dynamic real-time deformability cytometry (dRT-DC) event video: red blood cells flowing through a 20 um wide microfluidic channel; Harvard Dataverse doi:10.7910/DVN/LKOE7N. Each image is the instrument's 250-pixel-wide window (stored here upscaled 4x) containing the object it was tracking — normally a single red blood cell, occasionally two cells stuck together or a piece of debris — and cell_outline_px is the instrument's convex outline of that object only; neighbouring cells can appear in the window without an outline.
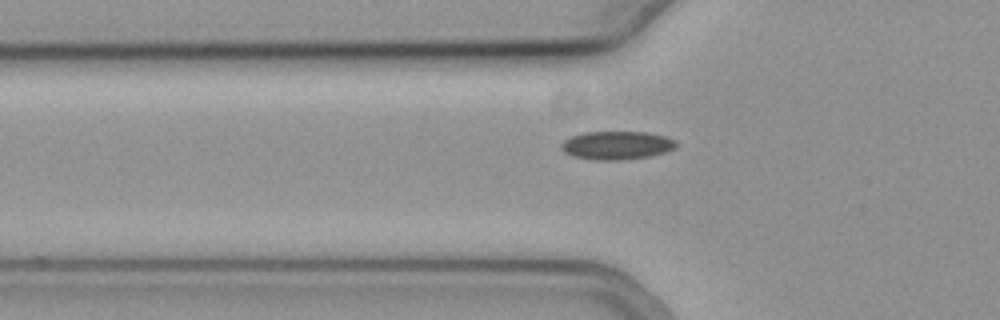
{"species": "common noctule bat (a hibernating species)", "species_latin": "Nyctalus noctula", "temperature_condition": "cold", "stored_images_in_passage": 43, "camera_frame_rate_fps": 3000, "um_per_image_px": 0.085, "animal": {"sex": "female", "body_mass_g": 19.3, "forearm_length_mm": 54.1}, "frame": {"image": 1, "passage_image": 8, "time_ms": 2.333, "image_size_px": [1000, 320], "cell_outline_px": [[676, 148], [664, 152], [648, 156], [620, 160], [596, 160], [572, 156], [564, 152], [560, 148], [560, 144], [564, 140], [572, 136], [584, 132], [648, 132], [664, 136], [676, 140]], "centroid_in_image_um": [52.4, 12.35], "position_along_channel_um": 73.4, "area_um2": 18.96}}
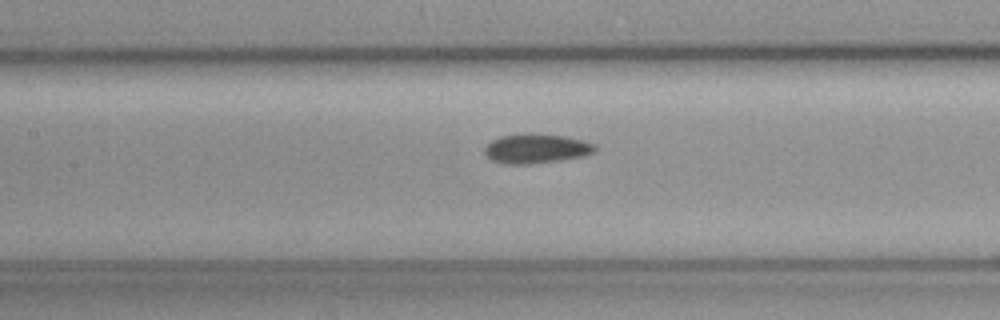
{"frame": {"image": 2, "passage_image": 15, "time_ms": 4.667, "image_size_px": [1000, 320], "cell_outline_px": [[596, 152], [584, 156], [560, 160], [528, 164], [504, 164], [492, 160], [484, 152], [484, 148], [492, 140], [500, 136], [524, 132], [564, 136], [584, 140], [596, 144]], "centroid_in_image_um": [45.6, 12.61], "position_along_channel_um": 161.8, "area_um2": 19.19}}
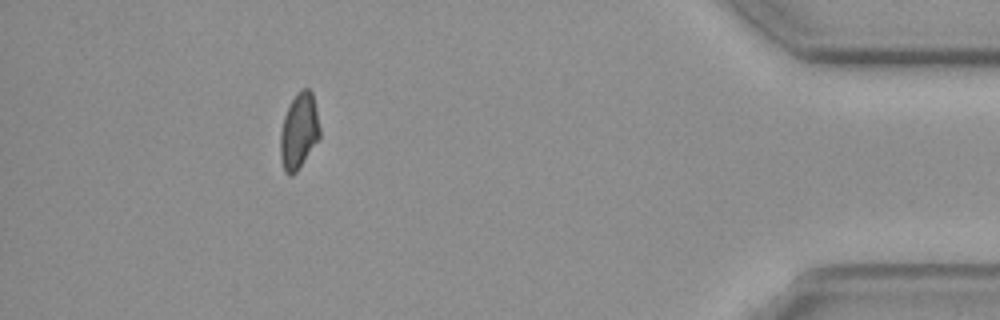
{"frame": {"image": 3, "passage_image": 39, "time_ms": 12.667, "image_size_px": [1000, 320], "cell_outline_px": [[320, 136], [296, 172], [292, 176], [288, 176], [284, 172], [280, 156], [280, 132], [284, 116], [296, 92], [300, 88], [308, 88], [312, 92], [316, 108], [320, 128]], "centroid_in_image_um": [25.39, 11.14], "position_along_channel_um": 409.8, "area_um2": 17.4}}